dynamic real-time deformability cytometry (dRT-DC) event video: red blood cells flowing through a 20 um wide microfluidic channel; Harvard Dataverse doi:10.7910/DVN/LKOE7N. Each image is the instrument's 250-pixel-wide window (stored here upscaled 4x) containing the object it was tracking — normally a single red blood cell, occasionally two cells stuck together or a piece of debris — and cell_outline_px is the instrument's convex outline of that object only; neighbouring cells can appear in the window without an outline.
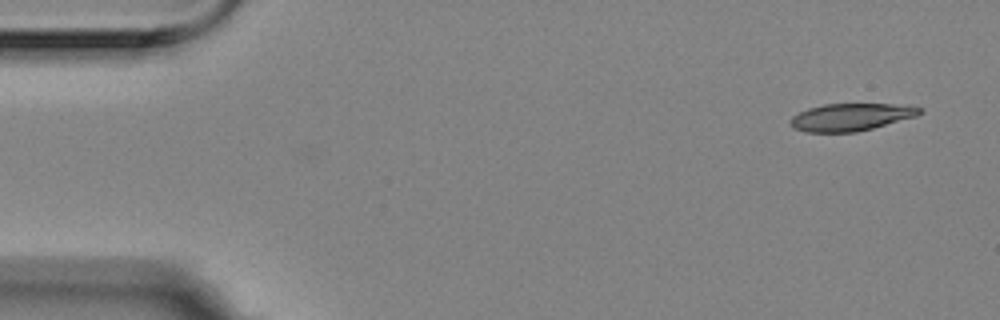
{"species": "Egyptian fruit bat (a non-hibernating species)", "species_latin": "Rousettus aegyptiacus", "temperature_condition": "room temperature", "stored_images_in_passage": 5, "camera_frame_rate_fps": 3000, "um_per_image_px": 0.085, "animal": {"sex": "female"}, "frame": {"image": 1, "passage_image": 1, "time_ms": 0.0, "image_size_px": [1000, 320], "cell_outline_px": [[924, 112], [916, 116], [872, 128], [856, 132], [808, 132], [792, 128], [788, 120], [792, 116], [808, 108], [824, 104], [908, 104], [924, 108]], "centroid_in_image_um": [72.35, 9.94], "position_along_channel_um": 12.6, "area_um2": 20.81}}